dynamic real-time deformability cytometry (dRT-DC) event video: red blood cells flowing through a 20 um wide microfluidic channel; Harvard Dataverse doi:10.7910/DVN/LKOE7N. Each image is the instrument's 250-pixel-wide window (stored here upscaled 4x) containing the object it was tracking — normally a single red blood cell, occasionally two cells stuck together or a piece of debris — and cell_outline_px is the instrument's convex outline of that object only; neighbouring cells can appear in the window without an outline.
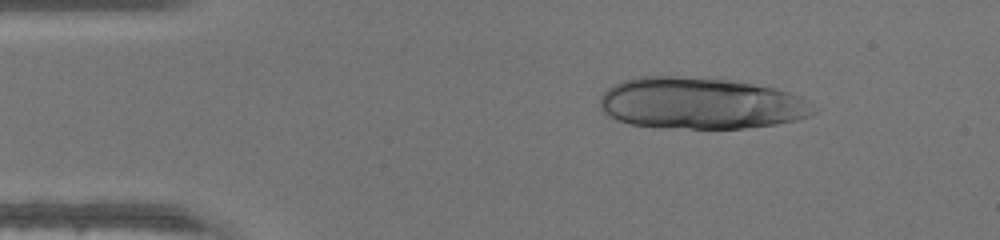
{"species": "human", "species_latin": "Homo sapiens", "temperature_condition": "warm", "stored_images_in_passage": 44, "segment_of_instrument_passage": [1, 2], "camera_frame_rate_fps": 3000, "um_per_image_px": 0.085, "donor": {"sex": "male"}, "frame": {"image": 1, "passage_image": 6, "time_ms": 1.667, "image_size_px": [1000, 240], "cell_outline_px": [[820, 108], [816, 112], [808, 116], [796, 120], [776, 124], [744, 128], [688, 128], [632, 124], [616, 120], [608, 116], [600, 108], [600, 96], [612, 84], [620, 80], [640, 76], [684, 76], [732, 80], [776, 88], [800, 96]], "centroid_in_image_um": [59.58, 8.76], "position_along_channel_um": 25.4, "area_um2": 64.5}}